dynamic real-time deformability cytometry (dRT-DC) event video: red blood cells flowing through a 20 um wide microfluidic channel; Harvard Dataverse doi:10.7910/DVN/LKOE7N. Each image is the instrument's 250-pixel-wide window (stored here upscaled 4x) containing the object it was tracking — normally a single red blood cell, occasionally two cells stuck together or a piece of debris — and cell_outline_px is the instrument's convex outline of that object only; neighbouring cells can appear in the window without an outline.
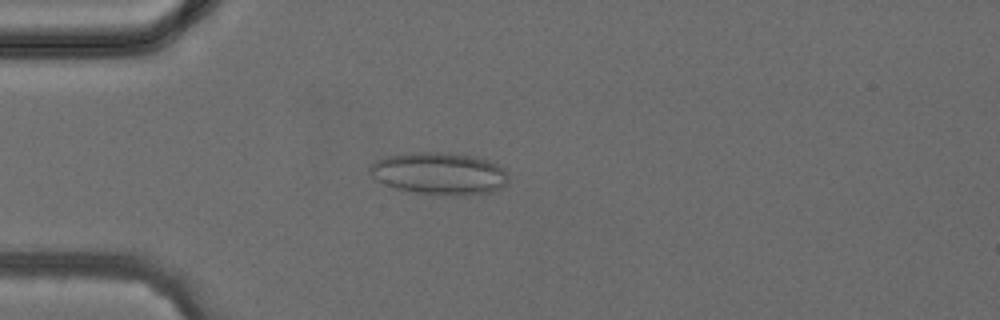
{"species": "common noctule bat (a hibernating species)", "species_latin": "Nyctalus noctula", "temperature_condition": "cold", "stored_images_in_passage": 35, "camera_frame_rate_fps": 3000, "um_per_image_px": 0.085, "animal": {"sex": "female", "body_mass_g": 24.6, "forearm_length_mm": 56.2}, "frame": {"image": 1, "passage_image": 8, "time_ms": 2.333, "image_size_px": [1000, 320], "cell_outline_px": [[508, 184], [492, 192], [464, 196], [452, 196], [416, 192], [396, 188], [376, 180], [368, 172], [368, 168], [376, 160], [388, 156], [416, 152], [444, 152], [468, 156], [488, 160], [500, 164], [508, 172]], "centroid_in_image_um": [37.39, 14.76], "position_along_channel_um": 47.6, "area_um2": 34.28}}
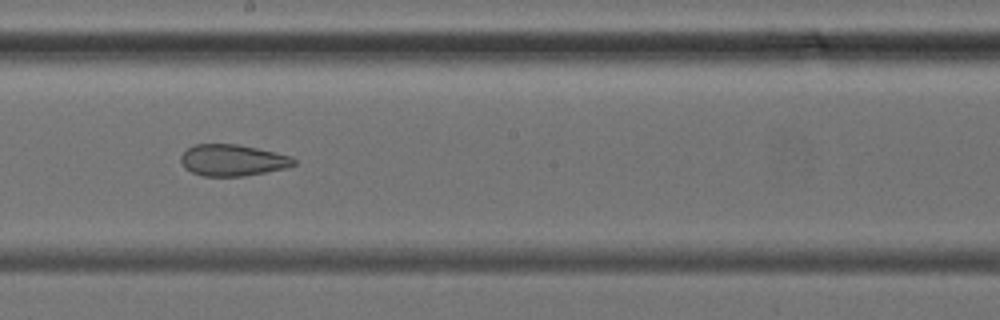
{"frame": {"image": 2, "passage_image": 20, "time_ms": 6.333, "image_size_px": [1000, 320], "cell_outline_px": [[296, 164], [284, 168], [244, 176], [204, 176], [192, 172], [184, 168], [180, 160], [180, 156], [188, 148], [196, 144], [236, 144], [256, 148], [292, 156], [296, 160]], "centroid_in_image_um": [19.75, 13.62], "position_along_channel_um": 228.4, "area_um2": 20.58}}
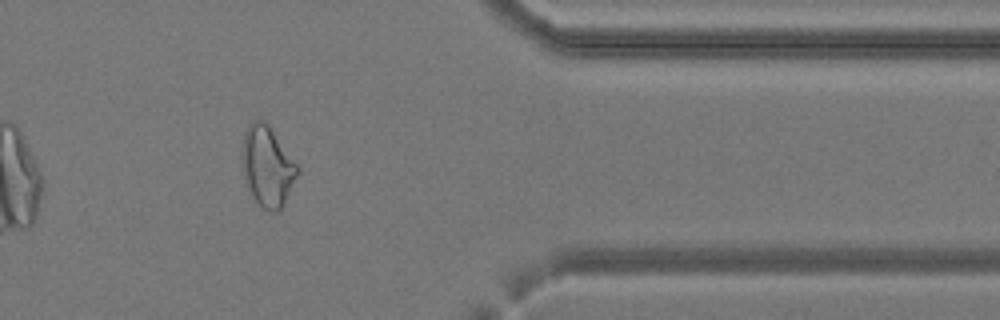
{"frame": {"image": 3, "passage_image": 31, "time_ms": 10.0, "image_size_px": [1000, 320], "cell_outline_px": [[300, 172], [280, 212], [268, 212], [260, 208], [252, 196], [244, 176], [244, 132], [248, 124], [256, 120], [264, 120], [268, 124], [300, 168]], "centroid_in_image_um": [22.77, 14.19], "position_along_channel_um": 388.6, "area_um2": 25.72}}